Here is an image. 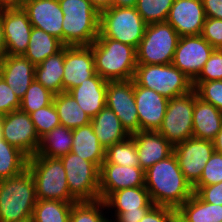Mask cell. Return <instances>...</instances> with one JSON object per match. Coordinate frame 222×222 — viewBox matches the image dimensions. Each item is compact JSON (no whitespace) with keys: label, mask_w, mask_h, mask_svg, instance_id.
I'll use <instances>...</instances> for the list:
<instances>
[{"label":"cell","mask_w":222,"mask_h":222,"mask_svg":"<svg viewBox=\"0 0 222 222\" xmlns=\"http://www.w3.org/2000/svg\"><path fill=\"white\" fill-rule=\"evenodd\" d=\"M206 16L202 0H175L168 13V22L179 36L200 35Z\"/></svg>","instance_id":"cell-19"},{"label":"cell","mask_w":222,"mask_h":222,"mask_svg":"<svg viewBox=\"0 0 222 222\" xmlns=\"http://www.w3.org/2000/svg\"><path fill=\"white\" fill-rule=\"evenodd\" d=\"M2 139V129H1V124H0V140Z\"/></svg>","instance_id":"cell-55"},{"label":"cell","mask_w":222,"mask_h":222,"mask_svg":"<svg viewBox=\"0 0 222 222\" xmlns=\"http://www.w3.org/2000/svg\"><path fill=\"white\" fill-rule=\"evenodd\" d=\"M36 202L35 183L28 169L0 180V222L32 219Z\"/></svg>","instance_id":"cell-4"},{"label":"cell","mask_w":222,"mask_h":222,"mask_svg":"<svg viewBox=\"0 0 222 222\" xmlns=\"http://www.w3.org/2000/svg\"><path fill=\"white\" fill-rule=\"evenodd\" d=\"M64 14L63 44L90 46L99 36L100 13L89 0H58Z\"/></svg>","instance_id":"cell-3"},{"label":"cell","mask_w":222,"mask_h":222,"mask_svg":"<svg viewBox=\"0 0 222 222\" xmlns=\"http://www.w3.org/2000/svg\"><path fill=\"white\" fill-rule=\"evenodd\" d=\"M72 144V129L60 125L41 138L36 154L52 158H61L71 152Z\"/></svg>","instance_id":"cell-32"},{"label":"cell","mask_w":222,"mask_h":222,"mask_svg":"<svg viewBox=\"0 0 222 222\" xmlns=\"http://www.w3.org/2000/svg\"><path fill=\"white\" fill-rule=\"evenodd\" d=\"M54 96L52 92L34 79L27 89L26 94L20 100L19 110L30 114L37 109L52 104Z\"/></svg>","instance_id":"cell-37"},{"label":"cell","mask_w":222,"mask_h":222,"mask_svg":"<svg viewBox=\"0 0 222 222\" xmlns=\"http://www.w3.org/2000/svg\"><path fill=\"white\" fill-rule=\"evenodd\" d=\"M95 73L94 56L90 46L64 47L63 92H69Z\"/></svg>","instance_id":"cell-16"},{"label":"cell","mask_w":222,"mask_h":222,"mask_svg":"<svg viewBox=\"0 0 222 222\" xmlns=\"http://www.w3.org/2000/svg\"><path fill=\"white\" fill-rule=\"evenodd\" d=\"M89 2L99 13L113 7V0H89Z\"/></svg>","instance_id":"cell-49"},{"label":"cell","mask_w":222,"mask_h":222,"mask_svg":"<svg viewBox=\"0 0 222 222\" xmlns=\"http://www.w3.org/2000/svg\"><path fill=\"white\" fill-rule=\"evenodd\" d=\"M16 222H32V219H28V220H21V221H16Z\"/></svg>","instance_id":"cell-54"},{"label":"cell","mask_w":222,"mask_h":222,"mask_svg":"<svg viewBox=\"0 0 222 222\" xmlns=\"http://www.w3.org/2000/svg\"><path fill=\"white\" fill-rule=\"evenodd\" d=\"M7 55L22 56L30 42L32 25L22 8L0 9Z\"/></svg>","instance_id":"cell-15"},{"label":"cell","mask_w":222,"mask_h":222,"mask_svg":"<svg viewBox=\"0 0 222 222\" xmlns=\"http://www.w3.org/2000/svg\"><path fill=\"white\" fill-rule=\"evenodd\" d=\"M103 210H106L105 213ZM106 213L105 202L101 199L75 202L70 212V222H107L110 217Z\"/></svg>","instance_id":"cell-36"},{"label":"cell","mask_w":222,"mask_h":222,"mask_svg":"<svg viewBox=\"0 0 222 222\" xmlns=\"http://www.w3.org/2000/svg\"><path fill=\"white\" fill-rule=\"evenodd\" d=\"M28 157L18 148L0 140V180L21 174L27 169Z\"/></svg>","instance_id":"cell-33"},{"label":"cell","mask_w":222,"mask_h":222,"mask_svg":"<svg viewBox=\"0 0 222 222\" xmlns=\"http://www.w3.org/2000/svg\"><path fill=\"white\" fill-rule=\"evenodd\" d=\"M60 159L65 168L71 196L77 202L99 200L100 169L72 152Z\"/></svg>","instance_id":"cell-10"},{"label":"cell","mask_w":222,"mask_h":222,"mask_svg":"<svg viewBox=\"0 0 222 222\" xmlns=\"http://www.w3.org/2000/svg\"><path fill=\"white\" fill-rule=\"evenodd\" d=\"M220 182H222V154L214 151L194 186H208Z\"/></svg>","instance_id":"cell-41"},{"label":"cell","mask_w":222,"mask_h":222,"mask_svg":"<svg viewBox=\"0 0 222 222\" xmlns=\"http://www.w3.org/2000/svg\"><path fill=\"white\" fill-rule=\"evenodd\" d=\"M133 81L172 99L193 90L192 81L172 63L137 64Z\"/></svg>","instance_id":"cell-6"},{"label":"cell","mask_w":222,"mask_h":222,"mask_svg":"<svg viewBox=\"0 0 222 222\" xmlns=\"http://www.w3.org/2000/svg\"><path fill=\"white\" fill-rule=\"evenodd\" d=\"M75 202L37 200L32 222H70V212Z\"/></svg>","instance_id":"cell-34"},{"label":"cell","mask_w":222,"mask_h":222,"mask_svg":"<svg viewBox=\"0 0 222 222\" xmlns=\"http://www.w3.org/2000/svg\"><path fill=\"white\" fill-rule=\"evenodd\" d=\"M95 72L107 81L133 79L136 49L110 38H97L91 45Z\"/></svg>","instance_id":"cell-2"},{"label":"cell","mask_w":222,"mask_h":222,"mask_svg":"<svg viewBox=\"0 0 222 222\" xmlns=\"http://www.w3.org/2000/svg\"><path fill=\"white\" fill-rule=\"evenodd\" d=\"M0 76L21 100L35 79V65L19 55H7L0 61Z\"/></svg>","instance_id":"cell-22"},{"label":"cell","mask_w":222,"mask_h":222,"mask_svg":"<svg viewBox=\"0 0 222 222\" xmlns=\"http://www.w3.org/2000/svg\"><path fill=\"white\" fill-rule=\"evenodd\" d=\"M91 125L105 150L131 136L123 127L118 116L107 106L91 119Z\"/></svg>","instance_id":"cell-25"},{"label":"cell","mask_w":222,"mask_h":222,"mask_svg":"<svg viewBox=\"0 0 222 222\" xmlns=\"http://www.w3.org/2000/svg\"><path fill=\"white\" fill-rule=\"evenodd\" d=\"M134 99L140 131H158L164 119L169 99L152 89L134 82Z\"/></svg>","instance_id":"cell-18"},{"label":"cell","mask_w":222,"mask_h":222,"mask_svg":"<svg viewBox=\"0 0 222 222\" xmlns=\"http://www.w3.org/2000/svg\"><path fill=\"white\" fill-rule=\"evenodd\" d=\"M178 222H222V205L204 202L196 193L176 210Z\"/></svg>","instance_id":"cell-28"},{"label":"cell","mask_w":222,"mask_h":222,"mask_svg":"<svg viewBox=\"0 0 222 222\" xmlns=\"http://www.w3.org/2000/svg\"><path fill=\"white\" fill-rule=\"evenodd\" d=\"M71 152L94 163L99 169L105 160V149L101 146L90 124L72 130Z\"/></svg>","instance_id":"cell-27"},{"label":"cell","mask_w":222,"mask_h":222,"mask_svg":"<svg viewBox=\"0 0 222 222\" xmlns=\"http://www.w3.org/2000/svg\"><path fill=\"white\" fill-rule=\"evenodd\" d=\"M205 16L222 19V0H202Z\"/></svg>","instance_id":"cell-47"},{"label":"cell","mask_w":222,"mask_h":222,"mask_svg":"<svg viewBox=\"0 0 222 222\" xmlns=\"http://www.w3.org/2000/svg\"><path fill=\"white\" fill-rule=\"evenodd\" d=\"M7 56V48L5 44V35L3 30V25L0 20V61Z\"/></svg>","instance_id":"cell-51"},{"label":"cell","mask_w":222,"mask_h":222,"mask_svg":"<svg viewBox=\"0 0 222 222\" xmlns=\"http://www.w3.org/2000/svg\"><path fill=\"white\" fill-rule=\"evenodd\" d=\"M145 187L154 205L175 210L194 194L193 187L184 177L174 153L145 171Z\"/></svg>","instance_id":"cell-1"},{"label":"cell","mask_w":222,"mask_h":222,"mask_svg":"<svg viewBox=\"0 0 222 222\" xmlns=\"http://www.w3.org/2000/svg\"><path fill=\"white\" fill-rule=\"evenodd\" d=\"M222 80V49H214L198 77L193 82Z\"/></svg>","instance_id":"cell-42"},{"label":"cell","mask_w":222,"mask_h":222,"mask_svg":"<svg viewBox=\"0 0 222 222\" xmlns=\"http://www.w3.org/2000/svg\"><path fill=\"white\" fill-rule=\"evenodd\" d=\"M32 27L58 38L63 43V12L58 0H27L22 7Z\"/></svg>","instance_id":"cell-20"},{"label":"cell","mask_w":222,"mask_h":222,"mask_svg":"<svg viewBox=\"0 0 222 222\" xmlns=\"http://www.w3.org/2000/svg\"><path fill=\"white\" fill-rule=\"evenodd\" d=\"M214 151L213 141L194 137L174 146L173 153L178 165L192 187L200 179L203 168Z\"/></svg>","instance_id":"cell-13"},{"label":"cell","mask_w":222,"mask_h":222,"mask_svg":"<svg viewBox=\"0 0 222 222\" xmlns=\"http://www.w3.org/2000/svg\"><path fill=\"white\" fill-rule=\"evenodd\" d=\"M200 35L215 49H222V19L206 17Z\"/></svg>","instance_id":"cell-43"},{"label":"cell","mask_w":222,"mask_h":222,"mask_svg":"<svg viewBox=\"0 0 222 222\" xmlns=\"http://www.w3.org/2000/svg\"><path fill=\"white\" fill-rule=\"evenodd\" d=\"M221 128L222 112L197 97L193 112V137L213 141Z\"/></svg>","instance_id":"cell-26"},{"label":"cell","mask_w":222,"mask_h":222,"mask_svg":"<svg viewBox=\"0 0 222 222\" xmlns=\"http://www.w3.org/2000/svg\"><path fill=\"white\" fill-rule=\"evenodd\" d=\"M53 103L62 126L73 130L91 123V118L68 92L56 94Z\"/></svg>","instance_id":"cell-31"},{"label":"cell","mask_w":222,"mask_h":222,"mask_svg":"<svg viewBox=\"0 0 222 222\" xmlns=\"http://www.w3.org/2000/svg\"><path fill=\"white\" fill-rule=\"evenodd\" d=\"M107 222H115L113 219H108V221Z\"/></svg>","instance_id":"cell-56"},{"label":"cell","mask_w":222,"mask_h":222,"mask_svg":"<svg viewBox=\"0 0 222 222\" xmlns=\"http://www.w3.org/2000/svg\"><path fill=\"white\" fill-rule=\"evenodd\" d=\"M29 115L40 139L52 129L61 125L54 103L37 109Z\"/></svg>","instance_id":"cell-39"},{"label":"cell","mask_w":222,"mask_h":222,"mask_svg":"<svg viewBox=\"0 0 222 222\" xmlns=\"http://www.w3.org/2000/svg\"><path fill=\"white\" fill-rule=\"evenodd\" d=\"M27 169L33 177L37 200L77 202L69 192L65 168L60 158L33 155Z\"/></svg>","instance_id":"cell-5"},{"label":"cell","mask_w":222,"mask_h":222,"mask_svg":"<svg viewBox=\"0 0 222 222\" xmlns=\"http://www.w3.org/2000/svg\"><path fill=\"white\" fill-rule=\"evenodd\" d=\"M103 163L140 167L134 139L130 136L126 140L113 144L107 148L105 150V160Z\"/></svg>","instance_id":"cell-35"},{"label":"cell","mask_w":222,"mask_h":222,"mask_svg":"<svg viewBox=\"0 0 222 222\" xmlns=\"http://www.w3.org/2000/svg\"><path fill=\"white\" fill-rule=\"evenodd\" d=\"M106 106L118 116L130 135L140 131L133 79L108 81Z\"/></svg>","instance_id":"cell-12"},{"label":"cell","mask_w":222,"mask_h":222,"mask_svg":"<svg viewBox=\"0 0 222 222\" xmlns=\"http://www.w3.org/2000/svg\"><path fill=\"white\" fill-rule=\"evenodd\" d=\"M64 47L65 45L58 38L41 29L33 27L29 45L22 56L36 66L46 60L49 56L62 50Z\"/></svg>","instance_id":"cell-30"},{"label":"cell","mask_w":222,"mask_h":222,"mask_svg":"<svg viewBox=\"0 0 222 222\" xmlns=\"http://www.w3.org/2000/svg\"><path fill=\"white\" fill-rule=\"evenodd\" d=\"M145 186V171L140 167L102 163L99 173L100 199L105 200L112 192L124 188Z\"/></svg>","instance_id":"cell-17"},{"label":"cell","mask_w":222,"mask_h":222,"mask_svg":"<svg viewBox=\"0 0 222 222\" xmlns=\"http://www.w3.org/2000/svg\"><path fill=\"white\" fill-rule=\"evenodd\" d=\"M2 138L18 148L28 158L36 155L40 141L35 126L28 113L21 110L0 116Z\"/></svg>","instance_id":"cell-11"},{"label":"cell","mask_w":222,"mask_h":222,"mask_svg":"<svg viewBox=\"0 0 222 222\" xmlns=\"http://www.w3.org/2000/svg\"><path fill=\"white\" fill-rule=\"evenodd\" d=\"M108 81L95 73L68 93L92 119L106 106Z\"/></svg>","instance_id":"cell-23"},{"label":"cell","mask_w":222,"mask_h":222,"mask_svg":"<svg viewBox=\"0 0 222 222\" xmlns=\"http://www.w3.org/2000/svg\"><path fill=\"white\" fill-rule=\"evenodd\" d=\"M214 49L201 35L181 36L172 64L193 82Z\"/></svg>","instance_id":"cell-14"},{"label":"cell","mask_w":222,"mask_h":222,"mask_svg":"<svg viewBox=\"0 0 222 222\" xmlns=\"http://www.w3.org/2000/svg\"><path fill=\"white\" fill-rule=\"evenodd\" d=\"M64 48L35 66V80L54 95L63 92Z\"/></svg>","instance_id":"cell-29"},{"label":"cell","mask_w":222,"mask_h":222,"mask_svg":"<svg viewBox=\"0 0 222 222\" xmlns=\"http://www.w3.org/2000/svg\"><path fill=\"white\" fill-rule=\"evenodd\" d=\"M193 190L204 202L222 205V182L208 186H193Z\"/></svg>","instance_id":"cell-46"},{"label":"cell","mask_w":222,"mask_h":222,"mask_svg":"<svg viewBox=\"0 0 222 222\" xmlns=\"http://www.w3.org/2000/svg\"><path fill=\"white\" fill-rule=\"evenodd\" d=\"M197 94L191 92L169 99L158 132L173 146L193 137V112Z\"/></svg>","instance_id":"cell-9"},{"label":"cell","mask_w":222,"mask_h":222,"mask_svg":"<svg viewBox=\"0 0 222 222\" xmlns=\"http://www.w3.org/2000/svg\"><path fill=\"white\" fill-rule=\"evenodd\" d=\"M151 207L139 208V211L121 212L115 219V222H140Z\"/></svg>","instance_id":"cell-48"},{"label":"cell","mask_w":222,"mask_h":222,"mask_svg":"<svg viewBox=\"0 0 222 222\" xmlns=\"http://www.w3.org/2000/svg\"><path fill=\"white\" fill-rule=\"evenodd\" d=\"M146 25L135 7H112L100 13L97 38H110L137 49Z\"/></svg>","instance_id":"cell-7"},{"label":"cell","mask_w":222,"mask_h":222,"mask_svg":"<svg viewBox=\"0 0 222 222\" xmlns=\"http://www.w3.org/2000/svg\"><path fill=\"white\" fill-rule=\"evenodd\" d=\"M198 98L222 112V80L192 82Z\"/></svg>","instance_id":"cell-40"},{"label":"cell","mask_w":222,"mask_h":222,"mask_svg":"<svg viewBox=\"0 0 222 222\" xmlns=\"http://www.w3.org/2000/svg\"><path fill=\"white\" fill-rule=\"evenodd\" d=\"M27 0H0V9L2 8H22Z\"/></svg>","instance_id":"cell-50"},{"label":"cell","mask_w":222,"mask_h":222,"mask_svg":"<svg viewBox=\"0 0 222 222\" xmlns=\"http://www.w3.org/2000/svg\"><path fill=\"white\" fill-rule=\"evenodd\" d=\"M179 34L168 22L146 25L136 49L137 64H170L179 41Z\"/></svg>","instance_id":"cell-8"},{"label":"cell","mask_w":222,"mask_h":222,"mask_svg":"<svg viewBox=\"0 0 222 222\" xmlns=\"http://www.w3.org/2000/svg\"><path fill=\"white\" fill-rule=\"evenodd\" d=\"M104 202L108 214L114 211V213H111L114 214L111 215L112 217L114 216L113 220L121 212L139 211V208L152 207L154 205L145 186L117 190L112 192Z\"/></svg>","instance_id":"cell-24"},{"label":"cell","mask_w":222,"mask_h":222,"mask_svg":"<svg viewBox=\"0 0 222 222\" xmlns=\"http://www.w3.org/2000/svg\"><path fill=\"white\" fill-rule=\"evenodd\" d=\"M213 145L215 152L222 154V128L213 140Z\"/></svg>","instance_id":"cell-53"},{"label":"cell","mask_w":222,"mask_h":222,"mask_svg":"<svg viewBox=\"0 0 222 222\" xmlns=\"http://www.w3.org/2000/svg\"><path fill=\"white\" fill-rule=\"evenodd\" d=\"M137 0H113V7H135Z\"/></svg>","instance_id":"cell-52"},{"label":"cell","mask_w":222,"mask_h":222,"mask_svg":"<svg viewBox=\"0 0 222 222\" xmlns=\"http://www.w3.org/2000/svg\"><path fill=\"white\" fill-rule=\"evenodd\" d=\"M175 0H137L136 10L148 24L166 22Z\"/></svg>","instance_id":"cell-38"},{"label":"cell","mask_w":222,"mask_h":222,"mask_svg":"<svg viewBox=\"0 0 222 222\" xmlns=\"http://www.w3.org/2000/svg\"><path fill=\"white\" fill-rule=\"evenodd\" d=\"M20 99L0 76V116L19 110Z\"/></svg>","instance_id":"cell-44"},{"label":"cell","mask_w":222,"mask_h":222,"mask_svg":"<svg viewBox=\"0 0 222 222\" xmlns=\"http://www.w3.org/2000/svg\"><path fill=\"white\" fill-rule=\"evenodd\" d=\"M131 137L136 145L140 168L144 171L173 154L174 146L158 131H139Z\"/></svg>","instance_id":"cell-21"},{"label":"cell","mask_w":222,"mask_h":222,"mask_svg":"<svg viewBox=\"0 0 222 222\" xmlns=\"http://www.w3.org/2000/svg\"><path fill=\"white\" fill-rule=\"evenodd\" d=\"M140 222H176V210L166 206L153 205Z\"/></svg>","instance_id":"cell-45"}]
</instances>
